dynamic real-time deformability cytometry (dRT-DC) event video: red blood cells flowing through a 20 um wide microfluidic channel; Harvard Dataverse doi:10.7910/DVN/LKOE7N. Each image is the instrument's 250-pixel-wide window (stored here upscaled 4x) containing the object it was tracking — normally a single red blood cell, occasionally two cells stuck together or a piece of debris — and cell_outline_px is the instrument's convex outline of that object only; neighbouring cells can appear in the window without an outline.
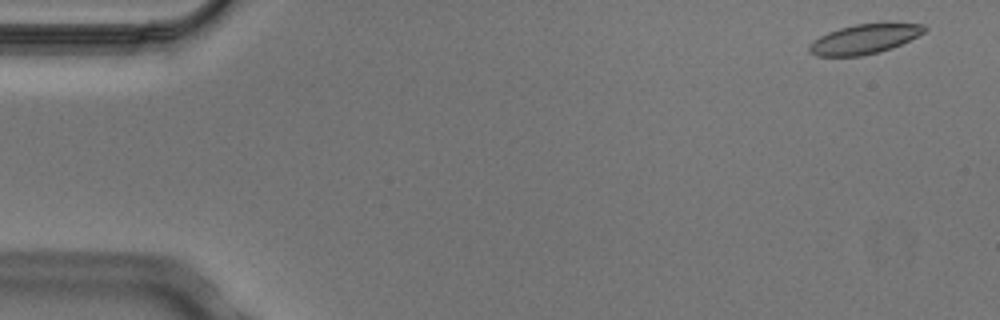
{"species": "Egyptian fruit bat (a non-hibernating species)", "species_latin": "Rousettus aegyptiacus", "temperature_condition": "cold", "stored_images_in_passage": 3, "camera_frame_rate_fps": 3000, "um_per_image_px": 0.085, "animal": {"sex": "male"}, "frame": {"image": 1, "passage_image": 1, "time_ms": 0.0, "image_size_px": [1000, 320], "cell_outline_px": [[928, 28], [924, 32], [892, 48], [880, 52], [860, 56], [816, 56], [808, 52], [808, 48], [812, 40], [828, 32], [840, 28], [856, 24], [924, 24]], "centroid_in_image_um": [73.41, 3.34], "position_along_channel_um": 11.6, "area_um2": 19.59}}